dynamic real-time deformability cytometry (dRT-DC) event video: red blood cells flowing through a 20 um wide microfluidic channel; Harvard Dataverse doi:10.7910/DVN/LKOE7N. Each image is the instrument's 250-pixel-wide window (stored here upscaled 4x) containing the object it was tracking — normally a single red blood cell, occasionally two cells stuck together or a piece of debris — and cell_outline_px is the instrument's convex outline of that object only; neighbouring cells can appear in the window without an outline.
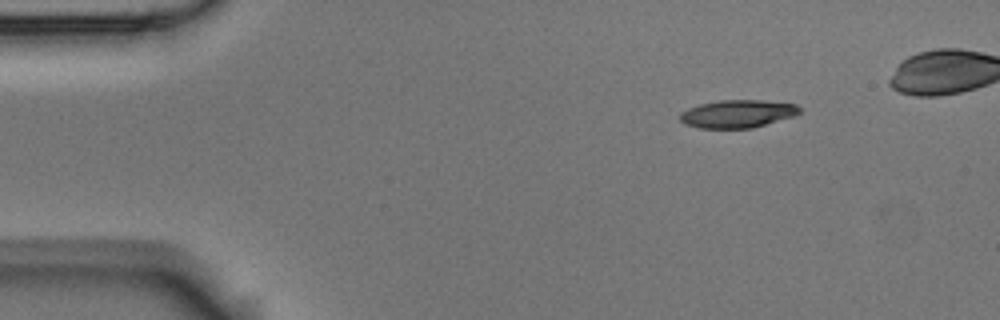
{"species": "Egyptian fruit bat (a non-hibernating species)", "species_latin": "Rousettus aegyptiacus", "temperature_condition": "room temperature", "stored_images_in_passage": 8, "camera_frame_rate_fps": 3000, "um_per_image_px": 0.085, "animal": {"sex": "male"}, "frame": {"image": 1, "passage_image": 1, "time_ms": 0.0, "image_size_px": [1000, 320], "cell_outline_px": [[800, 112], [792, 116], [752, 128], [700, 128], [684, 124], [680, 120], [680, 112], [688, 108], [700, 104], [720, 100], [764, 100], [796, 104], [800, 108]], "centroid_in_image_um": [62.66, 9.67], "position_along_channel_um": 22.3, "area_um2": 19.31}}
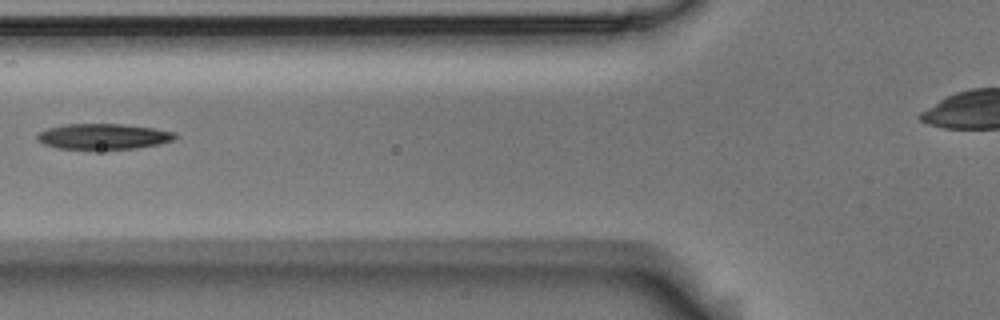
{"frame": {"image": 2, "passage_image": 5, "time_ms": 1.333, "image_size_px": [1000, 320], "cell_outline_px": [[176, 140], [160, 144], [136, 148], [56, 148], [44, 144], [36, 140], [36, 136], [40, 132], [48, 128], [64, 124], [124, 124], [152, 128], [176, 132]], "centroid_in_image_um": [8.8, 11.59], "position_along_channel_um": 117.0, "area_um2": 20.4}}
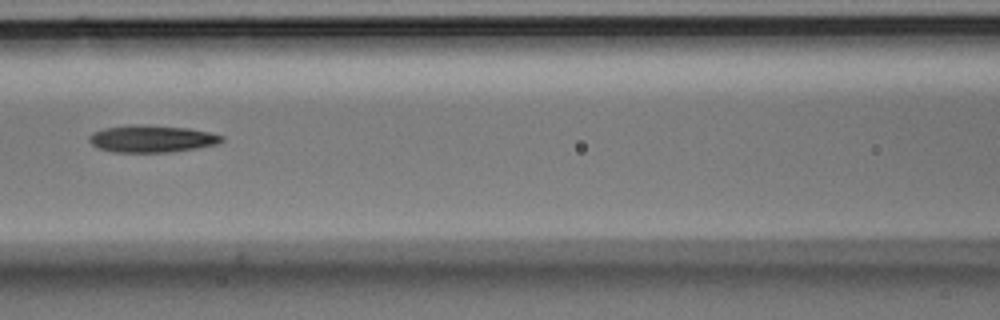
{"frame": {"image": 3, "passage_image": 6, "time_ms": 1.667, "image_size_px": [1000, 320], "cell_outline_px": [[224, 140], [220, 144], [172, 152], [112, 152], [96, 148], [88, 140], [88, 136], [92, 132], [104, 128], [128, 124], [144, 124], [188, 128], [208, 132], [224, 136]], "centroid_in_image_um": [12.87, 11.79], "position_along_channel_um": 153.7, "area_um2": 21.33}}